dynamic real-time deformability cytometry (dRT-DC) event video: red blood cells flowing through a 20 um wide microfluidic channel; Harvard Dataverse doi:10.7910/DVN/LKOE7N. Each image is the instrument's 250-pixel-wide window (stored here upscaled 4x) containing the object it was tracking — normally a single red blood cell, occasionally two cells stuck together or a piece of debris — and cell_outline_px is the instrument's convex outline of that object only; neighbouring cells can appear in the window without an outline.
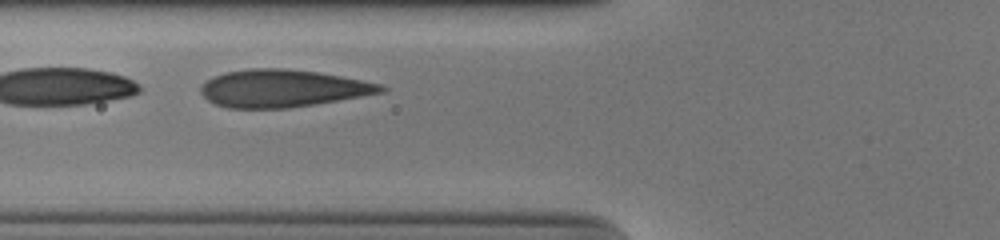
{"species": "human", "species_latin": "Homo sapiens", "temperature_condition": "cold", "stored_images_in_passage": 32, "camera_frame_rate_fps": 3000, "um_per_image_px": 0.085, "donor": {"sex": "male"}, "frame": {"image": 1, "passage_image": 9, "time_ms": 2.667, "image_size_px": [1000, 240], "cell_outline_px": [[388, 88], [384, 92], [288, 108], [228, 108], [216, 104], [208, 100], [200, 92], [200, 88], [212, 76], [224, 72], [252, 68], [284, 68], [316, 72], [340, 76], [380, 84]], "centroid_in_image_um": [23.97, 7.5], "position_along_channel_um": 101.8, "area_um2": 38.9}}
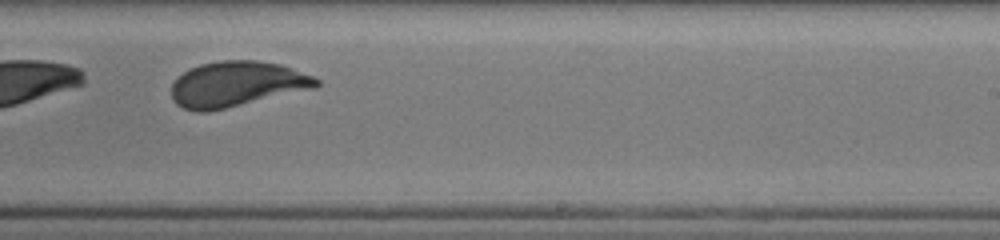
{"frame": {"image": 2, "passage_image": 22, "time_ms": 7.0, "image_size_px": [1000, 240], "cell_outline_px": [[320, 84], [316, 88], [208, 112], [196, 112], [184, 108], [176, 104], [172, 100], [172, 84], [184, 72], [200, 64], [220, 60], [256, 60], [280, 64], [312, 76], [320, 80]], "centroid_in_image_um": [20.12, 7.15], "position_along_channel_um": 268.9, "area_um2": 38.21}}
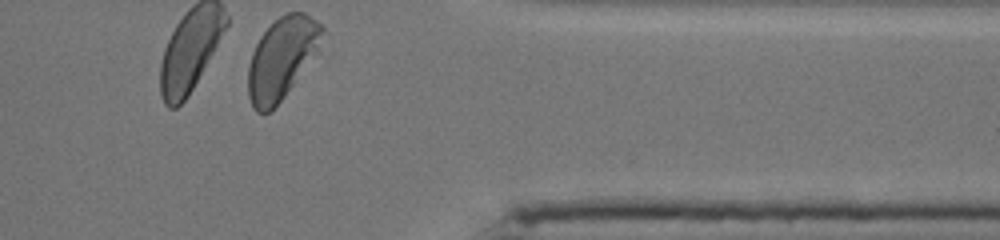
{"frame": {"image": 3, "passage_image": 32, "time_ms": 10.333, "image_size_px": [1000, 240], "cell_outline_px": [[324, 32], [320, 48], [280, 100], [268, 112], [256, 112], [252, 108], [248, 96], [248, 68], [252, 52], [260, 36], [280, 16], [288, 12], [304, 12], [316, 20], [324, 28]], "centroid_in_image_um": [23.94, 4.92], "position_along_channel_um": 387.5, "area_um2": 34.56}, "authors_computed_cell_mechanics": {"area_um2": 38.5526, "velocity_mm_per_s": 3.8628, "shape_relaxation_time_tau1_ms": 3.9145, "shape_relaxation_time_tau2_ms": null, "deformation_change_tau1": 0.1492, "deformation_change_tau2": null}}